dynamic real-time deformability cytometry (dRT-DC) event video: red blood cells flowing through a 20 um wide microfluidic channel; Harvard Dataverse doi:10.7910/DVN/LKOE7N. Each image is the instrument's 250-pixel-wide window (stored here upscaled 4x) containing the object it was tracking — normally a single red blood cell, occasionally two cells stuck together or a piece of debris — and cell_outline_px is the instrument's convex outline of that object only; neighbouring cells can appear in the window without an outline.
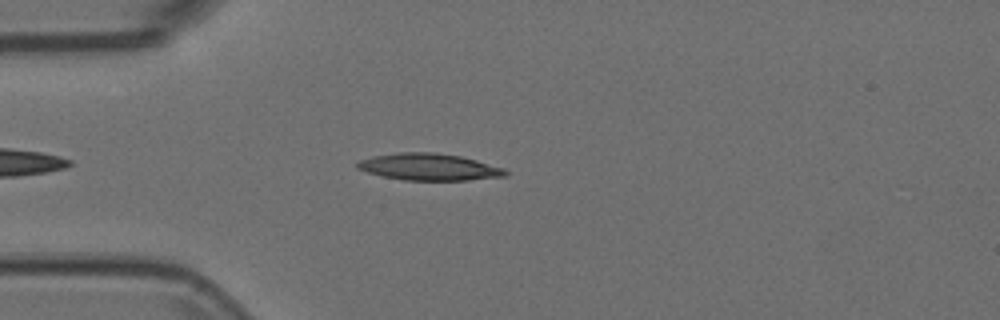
{"species": "Egyptian fruit bat (a non-hibernating species)", "species_latin": "Rousettus aegyptiacus", "temperature_condition": "room temperature", "stored_images_in_passage": 42, "camera_frame_rate_fps": 3000, "um_per_image_px": 0.085, "animal": {"sex": "female"}, "frame": {"image": 1, "passage_image": 6, "time_ms": 1.667, "image_size_px": [1000, 320], "cell_outline_px": [[508, 176], [468, 180], [404, 180], [384, 176], [368, 172], [356, 168], [356, 164], [360, 160], [372, 156], [400, 152], [432, 152], [460, 156], [476, 160], [504, 168], [508, 172]], "centroid_in_image_um": [36.49, 14.19], "position_along_channel_um": 48.5, "area_um2": 23.06}}
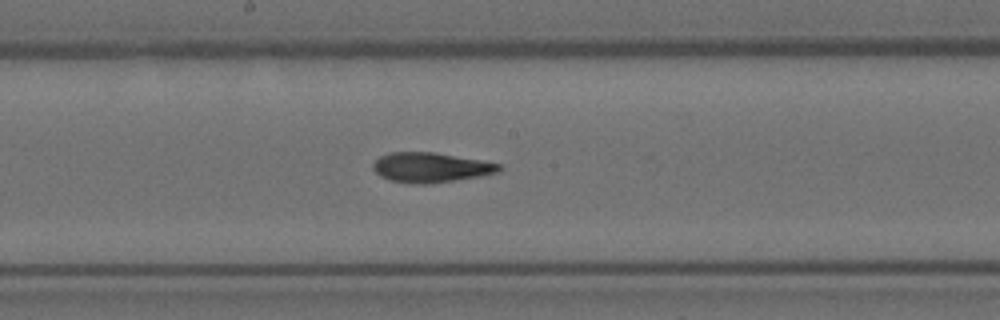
{"frame": {"image": 2, "passage_image": 20, "time_ms": 6.333, "image_size_px": [1000, 320], "cell_outline_px": [[504, 168], [500, 172], [480, 176], [456, 180], [428, 184], [412, 184], [388, 180], [380, 176], [372, 168], [372, 164], [380, 156], [388, 152], [436, 152], [504, 164]], "centroid_in_image_um": [36.64, 14.23], "position_along_channel_um": 211.6, "area_um2": 22.31}}
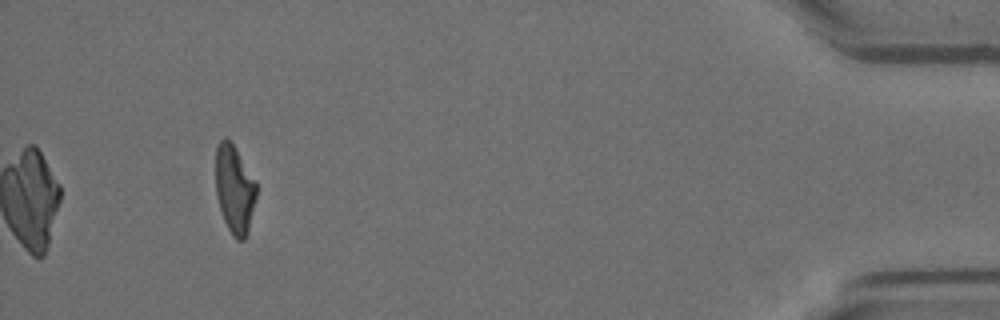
{"frame": {"image": 3, "passage_image": 42, "time_ms": 13.667, "image_size_px": [1000, 320], "cell_outline_px": [[256, 196], [248, 232], [244, 240], [236, 240], [232, 236], [224, 220], [216, 196], [216, 148], [220, 140], [224, 136], [232, 144], [256, 180]], "centroid_in_image_um": [19.93, 16.11], "position_along_channel_um": 415.3, "area_um2": 20.81}}